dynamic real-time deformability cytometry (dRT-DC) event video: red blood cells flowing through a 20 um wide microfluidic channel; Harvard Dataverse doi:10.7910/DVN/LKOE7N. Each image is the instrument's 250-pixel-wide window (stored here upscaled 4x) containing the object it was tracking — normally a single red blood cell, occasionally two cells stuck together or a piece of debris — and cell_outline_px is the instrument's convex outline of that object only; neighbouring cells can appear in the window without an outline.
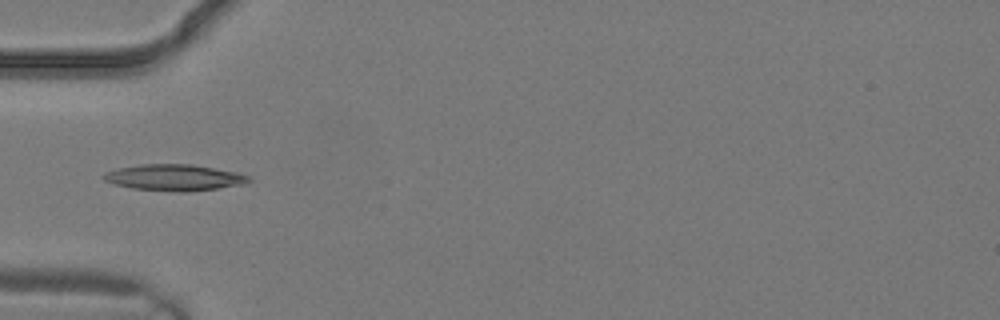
{"species": "common noctule bat (a hibernating species)", "species_latin": "Nyctalus noctula", "temperature_condition": "warm", "stored_images_in_passage": 3, "camera_frame_rate_fps": 3000, "um_per_image_px": 0.085, "animal": {"sex": "male", "body_mass_g": 19.2, "forearm_length_mm": 51.8}, "frame": {"image": 1, "passage_image": 3, "time_ms": 0.667, "image_size_px": [1000, 320], "cell_outline_px": [[252, 180], [248, 184], [188, 192], [180, 192], [132, 188], [112, 184], [104, 180], [100, 176], [104, 172], [120, 168], [140, 164], [192, 164], [240, 172], [252, 176]], "centroid_in_image_um": [14.88, 15.09], "position_along_channel_um": 70.1, "area_um2": 22.66}}